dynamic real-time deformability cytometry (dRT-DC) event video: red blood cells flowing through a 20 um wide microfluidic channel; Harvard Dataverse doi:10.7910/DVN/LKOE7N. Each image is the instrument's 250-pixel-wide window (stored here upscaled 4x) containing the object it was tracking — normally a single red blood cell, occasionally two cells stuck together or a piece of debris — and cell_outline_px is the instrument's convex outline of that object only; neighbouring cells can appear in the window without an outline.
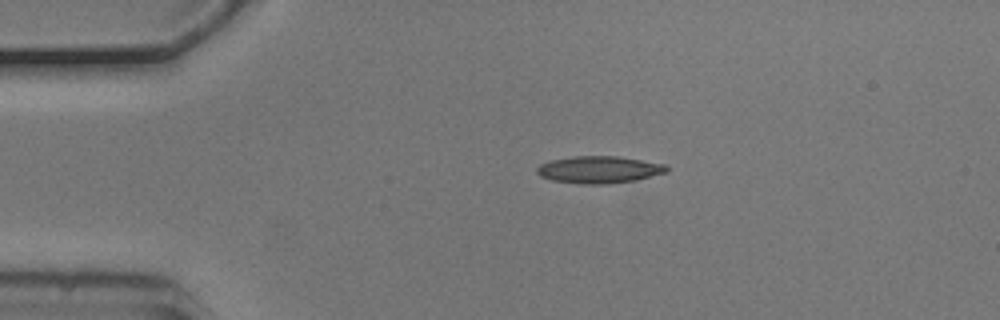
{"species": "common noctule bat (a hibernating species)", "species_latin": "Nyctalus noctula", "temperature_condition": "cold", "stored_images_in_passage": 2, "camera_frame_rate_fps": 3000, "um_per_image_px": 0.085, "animal": {"sex": "male", "body_mass_g": 20.5, "forearm_length_mm": 52.5}, "frame": {"image": 1, "passage_image": 1, "time_ms": 0.0, "image_size_px": [1000, 320], "cell_outline_px": [[668, 172], [636, 180], [608, 184], [584, 184], [552, 180], [540, 176], [536, 172], [536, 168], [540, 164], [552, 160], [576, 156], [616, 156], [664, 164], [668, 168]], "centroid_in_image_um": [50.92, 14.42], "position_along_channel_um": 34.1, "area_um2": 20.35}}
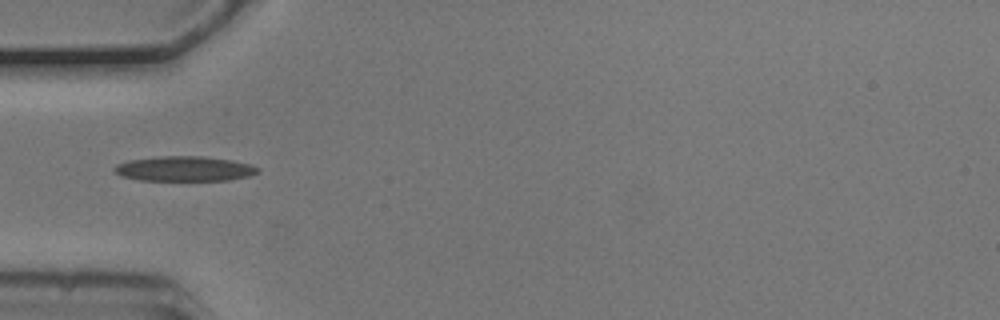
{"frame": {"image": 2, "passage_image": 2, "time_ms": 0.333, "image_size_px": [1000, 320], "cell_outline_px": [[260, 172], [248, 176], [228, 180], [140, 180], [120, 176], [112, 168], [116, 164], [128, 160], [160, 156], [200, 156], [232, 160], [252, 164], [260, 168]], "centroid_in_image_um": [15.68, 14.34], "position_along_channel_um": 69.3, "area_um2": 20.92}}